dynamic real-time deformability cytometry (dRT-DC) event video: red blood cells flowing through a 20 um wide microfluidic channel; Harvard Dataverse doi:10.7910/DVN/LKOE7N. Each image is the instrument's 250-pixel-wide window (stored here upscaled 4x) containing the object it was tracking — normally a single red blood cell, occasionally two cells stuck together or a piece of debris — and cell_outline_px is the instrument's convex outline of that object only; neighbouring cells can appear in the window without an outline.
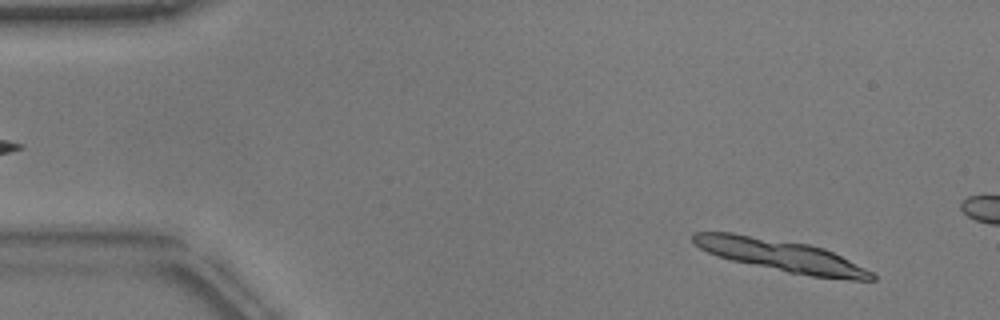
{"species": "common noctule bat (a hibernating species)", "species_latin": "Nyctalus noctula", "temperature_condition": "warm", "stored_images_in_passage": 11, "camera_frame_rate_fps": 3000, "um_per_image_px": 0.085, "animal": {"sex": "male", "body_mass_g": 17.9}, "frame": {"image": 1, "passage_image": 4, "time_ms": 1.0, "image_size_px": [1000, 320], "cell_outline_px": [[876, 280], [852, 280], [812, 276], [788, 272], [732, 260], [716, 256], [700, 248], [692, 240], [692, 232], [732, 232], [808, 244], [824, 248], [872, 272], [876, 276]], "centroid_in_image_um": [66.36, 21.71], "position_along_channel_um": 18.6, "area_um2": 32.83}}